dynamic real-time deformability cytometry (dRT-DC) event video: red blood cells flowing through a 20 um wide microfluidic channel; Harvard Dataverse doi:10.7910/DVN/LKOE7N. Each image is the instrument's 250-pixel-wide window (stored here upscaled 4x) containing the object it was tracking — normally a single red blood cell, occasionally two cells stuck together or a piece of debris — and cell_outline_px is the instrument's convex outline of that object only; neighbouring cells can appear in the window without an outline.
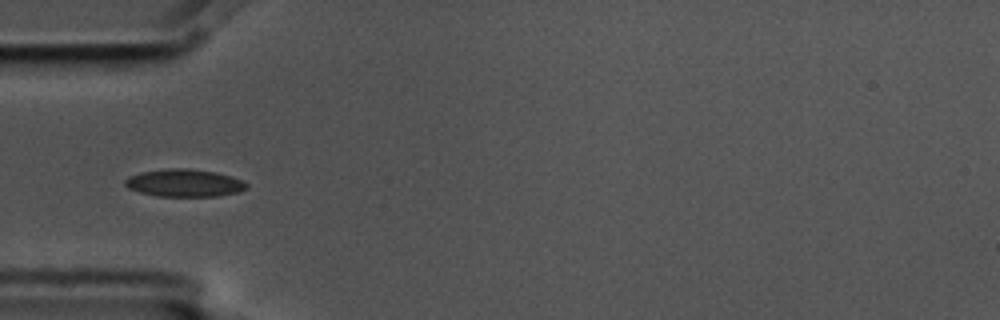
{"species": "common noctule bat (a hibernating species)", "species_latin": "Nyctalus noctula", "temperature_condition": "cold", "stored_images_in_passage": 7, "camera_frame_rate_fps": 3000, "um_per_image_px": 0.085, "animal": {"sex": "male", "body_mass_g": 17.5, "forearm_length_mm": 52.3}, "frame": {"image": 1, "passage_image": 1, "time_ms": 0.0, "image_size_px": [1000, 320], "cell_outline_px": [[248, 188], [240, 192], [220, 196], [156, 196], [140, 192], [128, 188], [124, 184], [124, 180], [128, 176], [140, 172], [168, 168], [184, 168], [216, 172], [232, 176], [248, 184]], "centroid_in_image_um": [15.67, 15.55], "position_along_channel_um": 69.3, "area_um2": 19.65}}
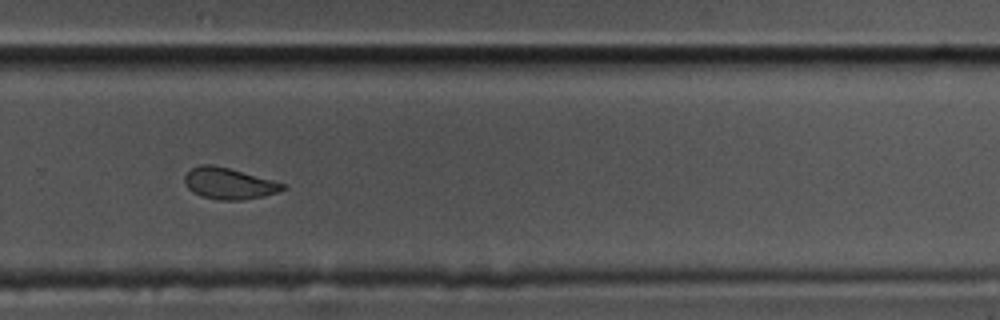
{"frame": {"image": 2, "passage_image": 7, "time_ms": 2.0, "image_size_px": [1000, 320], "cell_outline_px": [[288, 188], [264, 196], [240, 200], [220, 200], [200, 196], [192, 192], [184, 184], [184, 176], [192, 168], [200, 164], [212, 164], [228, 168], [288, 184]], "centroid_in_image_um": [19.46, 15.6], "position_along_channel_um": 310.3, "area_um2": 17.98}}